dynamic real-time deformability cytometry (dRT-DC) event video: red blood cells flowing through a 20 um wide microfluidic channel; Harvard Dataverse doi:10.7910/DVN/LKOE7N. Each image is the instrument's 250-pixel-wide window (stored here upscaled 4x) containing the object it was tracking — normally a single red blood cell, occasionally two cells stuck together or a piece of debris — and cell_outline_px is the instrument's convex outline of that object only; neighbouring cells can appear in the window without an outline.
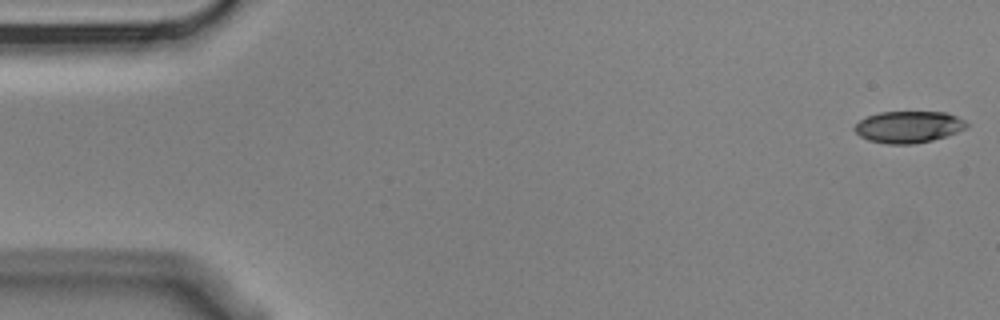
{"species": "Egyptian fruit bat (a non-hibernating species)", "species_latin": "Rousettus aegyptiacus", "temperature_condition": "cold", "stored_images_in_passage": 6, "segment_of_instrument_passage": [1, 2], "camera_frame_rate_fps": 3000, "um_per_image_px": 0.085, "animal": {"sex": "male"}, "frame": {"image": 1, "passage_image": 1, "time_ms": 0.0, "image_size_px": [1000, 320], "cell_outline_px": [[968, 128], [932, 140], [912, 144], [888, 144], [868, 140], [860, 136], [852, 128], [860, 120], [868, 116], [880, 112], [948, 112], [964, 120], [968, 124]], "centroid_in_image_um": [77.22, 10.78], "position_along_channel_um": 7.8, "area_um2": 20.63}}
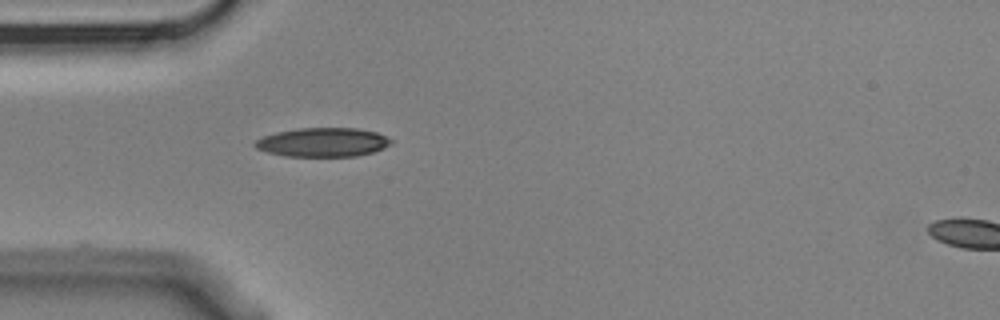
{"frame": {"image": 2, "passage_image": 5, "time_ms": 1.333, "image_size_px": [1000, 320], "cell_outline_px": [[392, 144], [384, 148], [372, 152], [356, 156], [284, 156], [268, 152], [256, 148], [252, 144], [256, 140], [264, 136], [276, 132], [300, 128], [356, 128], [376, 132], [392, 140]], "centroid_in_image_um": [27.43, 12.09], "position_along_channel_um": 57.6, "area_um2": 22.89}}